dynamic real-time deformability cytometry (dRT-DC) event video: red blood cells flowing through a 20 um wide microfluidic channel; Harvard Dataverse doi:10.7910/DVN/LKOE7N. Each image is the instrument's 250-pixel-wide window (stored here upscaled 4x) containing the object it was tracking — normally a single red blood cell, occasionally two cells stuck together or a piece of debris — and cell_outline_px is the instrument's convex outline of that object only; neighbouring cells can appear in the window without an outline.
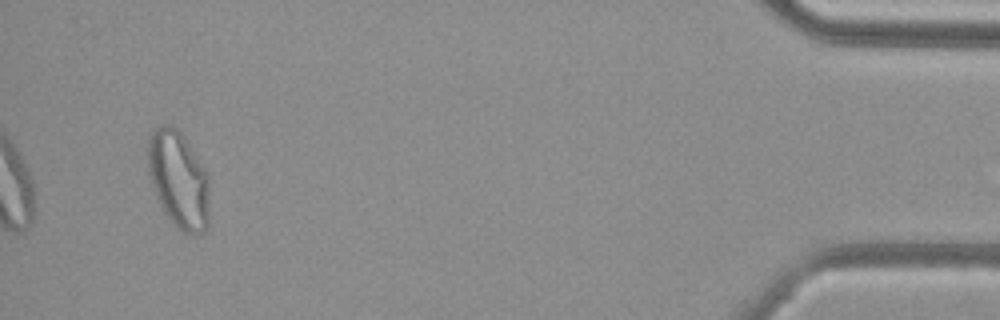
{"species": "common noctule bat (a hibernating species)", "species_latin": "Nyctalus noctula", "temperature_condition": "cold", "stored_images_in_passage": 39, "camera_frame_rate_fps": 3000, "um_per_image_px": 0.085, "animal": {"sex": "female", "body_mass_g": 29.2, "forearm_length_mm": 56.3}, "frame": {"image": 1, "passage_image": 39, "time_ms": 12.667, "image_size_px": [1000, 320], "cell_outline_px": [[208, 228], [204, 232], [196, 236], [188, 236], [176, 228], [164, 212], [160, 204], [152, 184], [148, 172], [148, 140], [152, 132], [156, 128], [164, 124], [172, 124], [180, 132], [208, 172]], "centroid_in_image_um": [15.19, 15.32], "position_along_channel_um": 420.0, "area_um2": 35.08}}